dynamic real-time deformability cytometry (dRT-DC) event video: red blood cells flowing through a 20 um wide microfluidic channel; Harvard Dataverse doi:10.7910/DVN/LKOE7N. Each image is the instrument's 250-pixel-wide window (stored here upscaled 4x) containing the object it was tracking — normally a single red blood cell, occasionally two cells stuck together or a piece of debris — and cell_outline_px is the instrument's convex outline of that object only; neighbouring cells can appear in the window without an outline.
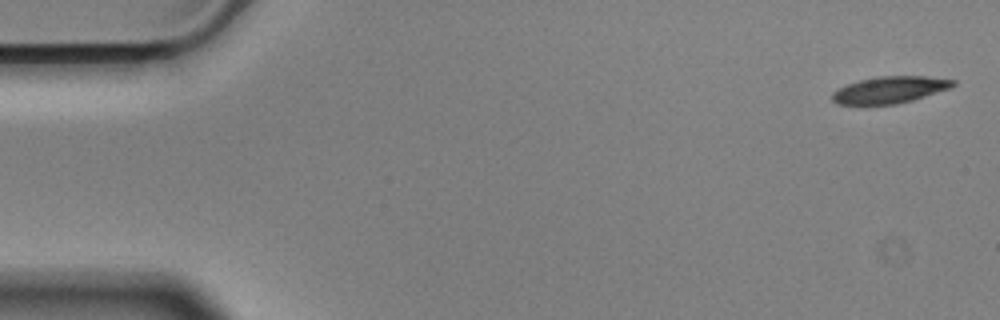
{"species": "Egyptian fruit bat (a non-hibernating species)", "species_latin": "Rousettus aegyptiacus", "temperature_condition": "cold", "stored_images_in_passage": 31, "camera_frame_rate_fps": 3000, "um_per_image_px": 0.085, "animal": {"sex": "male"}, "frame": {"image": 1, "passage_image": 1, "time_ms": 0.0, "image_size_px": [1000, 320], "cell_outline_px": [[956, 84], [948, 88], [912, 100], [896, 104], [836, 104], [832, 100], [832, 92], [848, 84], [860, 80], [880, 76], [924, 76], [956, 80]], "centroid_in_image_um": [75.62, 7.63], "position_along_channel_um": 9.4, "area_um2": 18.5}}
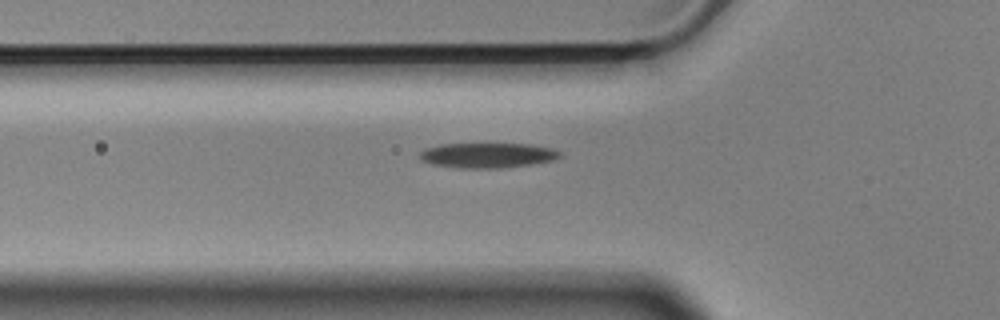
{"frame": {"image": 2, "passage_image": 18, "time_ms": 5.667, "image_size_px": [1000, 320], "cell_outline_px": [[560, 156], [552, 160], [528, 164], [500, 168], [456, 168], [432, 164], [420, 160], [420, 152], [424, 148], [440, 144], [528, 144], [552, 148], [560, 152]], "centroid_in_image_um": [41.36, 13.2], "position_along_channel_um": 84.4, "area_um2": 20.29}}
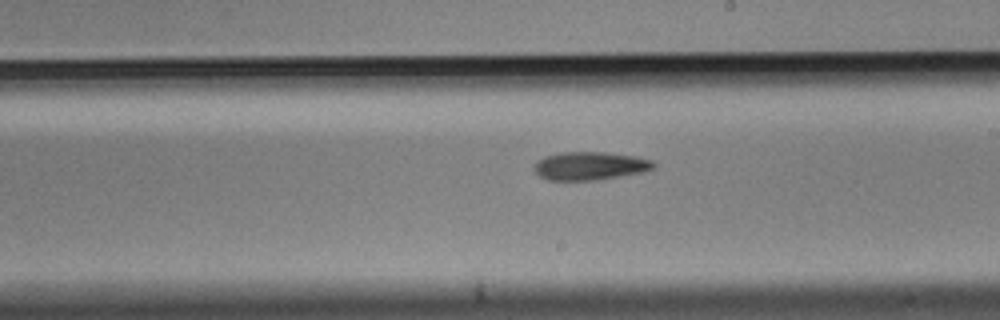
{"frame": {"image": 3, "passage_image": 31, "time_ms": 10.0, "image_size_px": [1000, 320], "cell_outline_px": [[656, 168], [644, 172], [596, 180], [548, 180], [540, 176], [532, 168], [536, 160], [544, 156], [560, 152], [604, 152], [636, 156], [652, 160], [656, 164]], "centroid_in_image_um": [50.15, 14.09], "position_along_channel_um": 238.9, "area_um2": 19.88}}